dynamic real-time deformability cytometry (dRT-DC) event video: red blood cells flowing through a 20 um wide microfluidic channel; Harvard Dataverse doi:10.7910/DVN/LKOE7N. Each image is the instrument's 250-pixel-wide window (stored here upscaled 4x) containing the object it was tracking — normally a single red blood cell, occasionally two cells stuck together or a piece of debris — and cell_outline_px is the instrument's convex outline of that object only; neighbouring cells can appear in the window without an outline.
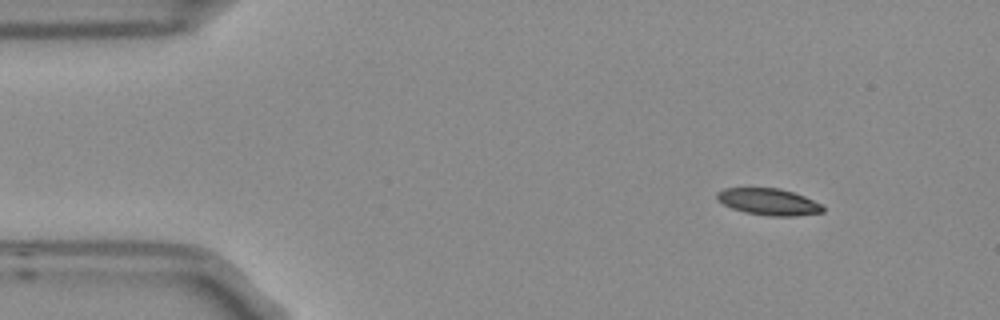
{"species": "Egyptian fruit bat (a non-hibernating species)", "species_latin": "Rousettus aegyptiacus", "temperature_condition": "room temperature", "stored_images_in_passage": 10, "camera_frame_rate_fps": 3000, "um_per_image_px": 0.085, "frame": {"image": 1, "passage_image": 1, "time_ms": 0.0, "image_size_px": [1000, 320], "cell_outline_px": [[824, 212], [796, 216], [768, 216], [744, 212], [732, 208], [716, 200], [716, 192], [724, 188], [780, 188], [804, 196], [820, 204], [824, 208]], "centroid_in_image_um": [65.3, 17.15], "position_along_channel_um": 19.7, "area_um2": 16.47}}
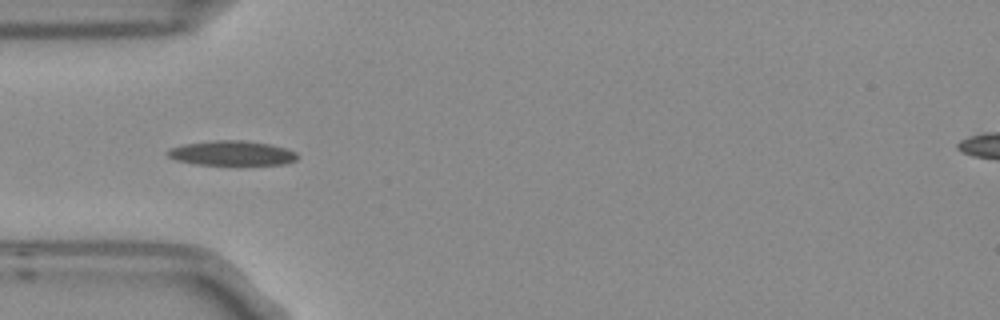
{"frame": {"image": 2, "passage_image": 4, "time_ms": 1.0, "image_size_px": [1000, 320], "cell_outline_px": [[296, 160], [284, 164], [196, 164], [176, 160], [168, 156], [164, 152], [168, 148], [184, 144], [212, 140], [244, 140], [268, 144], [284, 148], [296, 152]], "centroid_in_image_um": [19.63, 13.0], "position_along_channel_um": 65.4, "area_um2": 18.5}}
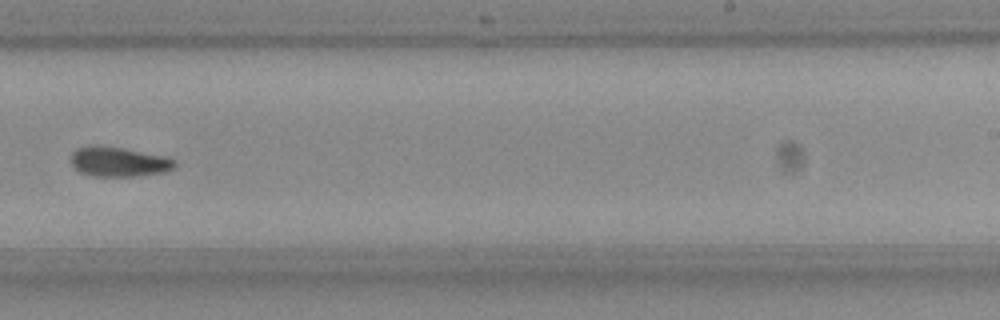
{"frame": {"image": 3, "passage_image": 9, "time_ms": 2.667, "image_size_px": [1000, 320], "cell_outline_px": [[176, 168], [164, 172], [136, 176], [92, 176], [80, 172], [72, 164], [72, 152], [76, 148], [96, 144], [124, 148], [168, 156], [176, 160]], "centroid_in_image_um": [10.13, 13.73], "position_along_channel_um": 278.9, "area_um2": 18.26}}